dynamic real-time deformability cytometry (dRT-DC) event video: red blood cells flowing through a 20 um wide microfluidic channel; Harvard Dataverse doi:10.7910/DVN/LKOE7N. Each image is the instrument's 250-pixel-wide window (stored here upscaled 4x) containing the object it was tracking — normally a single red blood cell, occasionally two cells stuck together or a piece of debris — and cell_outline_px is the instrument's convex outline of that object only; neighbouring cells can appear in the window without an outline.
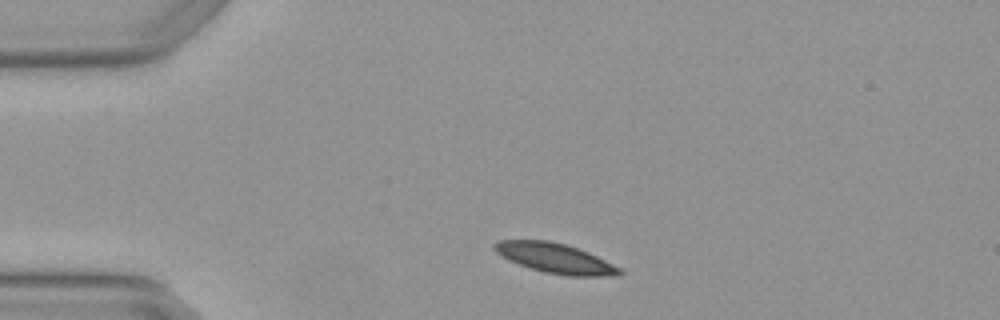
{"species": "Egyptian fruit bat (a non-hibernating species)", "species_latin": "Rousettus aegyptiacus", "temperature_condition": "warm", "stored_images_in_passage": 2, "camera_frame_rate_fps": 3000, "um_per_image_px": 0.085, "animal": {"sex": "female"}, "frame": {"image": 1, "passage_image": 1, "time_ms": 0.0, "image_size_px": [1000, 320], "cell_outline_px": [[624, 272], [620, 276], [568, 276], [544, 272], [508, 260], [496, 252], [492, 248], [492, 244], [500, 240], [548, 240], [564, 244], [588, 252], [620, 268]], "centroid_in_image_um": [47.19, 21.95], "position_along_channel_um": 37.8, "area_um2": 21.62}}